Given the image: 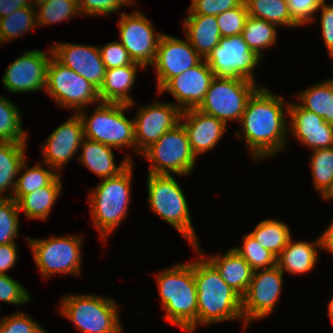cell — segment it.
I'll return each instance as SVG.
<instances>
[{"mask_svg": "<svg viewBox=\"0 0 333 333\" xmlns=\"http://www.w3.org/2000/svg\"><path fill=\"white\" fill-rule=\"evenodd\" d=\"M262 248L278 257L291 238L287 224L274 219H264L249 233Z\"/></svg>", "mask_w": 333, "mask_h": 333, "instance_id": "obj_32", "label": "cell"}, {"mask_svg": "<svg viewBox=\"0 0 333 333\" xmlns=\"http://www.w3.org/2000/svg\"><path fill=\"white\" fill-rule=\"evenodd\" d=\"M37 25L47 26L81 16L77 0H50L37 5Z\"/></svg>", "mask_w": 333, "mask_h": 333, "instance_id": "obj_37", "label": "cell"}, {"mask_svg": "<svg viewBox=\"0 0 333 333\" xmlns=\"http://www.w3.org/2000/svg\"><path fill=\"white\" fill-rule=\"evenodd\" d=\"M214 74L205 59L182 74L171 78L158 92H169L181 111L197 108L203 101Z\"/></svg>", "mask_w": 333, "mask_h": 333, "instance_id": "obj_19", "label": "cell"}, {"mask_svg": "<svg viewBox=\"0 0 333 333\" xmlns=\"http://www.w3.org/2000/svg\"><path fill=\"white\" fill-rule=\"evenodd\" d=\"M150 162L149 174H190L196 163L187 133L181 123L167 131L142 154Z\"/></svg>", "mask_w": 333, "mask_h": 333, "instance_id": "obj_9", "label": "cell"}, {"mask_svg": "<svg viewBox=\"0 0 333 333\" xmlns=\"http://www.w3.org/2000/svg\"><path fill=\"white\" fill-rule=\"evenodd\" d=\"M98 47L106 69L123 67L134 63L128 51L118 40L108 43L103 47Z\"/></svg>", "mask_w": 333, "mask_h": 333, "instance_id": "obj_46", "label": "cell"}, {"mask_svg": "<svg viewBox=\"0 0 333 333\" xmlns=\"http://www.w3.org/2000/svg\"><path fill=\"white\" fill-rule=\"evenodd\" d=\"M180 123L187 133L191 150L196 158L214 149L227 129L224 122L196 108L182 111Z\"/></svg>", "mask_w": 333, "mask_h": 333, "instance_id": "obj_22", "label": "cell"}, {"mask_svg": "<svg viewBox=\"0 0 333 333\" xmlns=\"http://www.w3.org/2000/svg\"><path fill=\"white\" fill-rule=\"evenodd\" d=\"M29 294L15 278L0 274V301L17 306L27 304L31 300Z\"/></svg>", "mask_w": 333, "mask_h": 333, "instance_id": "obj_43", "label": "cell"}, {"mask_svg": "<svg viewBox=\"0 0 333 333\" xmlns=\"http://www.w3.org/2000/svg\"><path fill=\"white\" fill-rule=\"evenodd\" d=\"M134 120L136 152L141 155L167 131L180 123L182 111L173 103H153L138 107Z\"/></svg>", "mask_w": 333, "mask_h": 333, "instance_id": "obj_16", "label": "cell"}, {"mask_svg": "<svg viewBox=\"0 0 333 333\" xmlns=\"http://www.w3.org/2000/svg\"><path fill=\"white\" fill-rule=\"evenodd\" d=\"M288 108L283 96L262 85L248 99L240 120L242 134H236L238 138L244 137L255 162L274 156L287 146Z\"/></svg>", "mask_w": 333, "mask_h": 333, "instance_id": "obj_1", "label": "cell"}, {"mask_svg": "<svg viewBox=\"0 0 333 333\" xmlns=\"http://www.w3.org/2000/svg\"><path fill=\"white\" fill-rule=\"evenodd\" d=\"M27 143L0 141V198H11L22 163L26 160ZM12 192L7 195L6 190Z\"/></svg>", "mask_w": 333, "mask_h": 333, "instance_id": "obj_29", "label": "cell"}, {"mask_svg": "<svg viewBox=\"0 0 333 333\" xmlns=\"http://www.w3.org/2000/svg\"><path fill=\"white\" fill-rule=\"evenodd\" d=\"M248 14L257 19H264L276 26L300 27L289 12L287 0H245Z\"/></svg>", "mask_w": 333, "mask_h": 333, "instance_id": "obj_33", "label": "cell"}, {"mask_svg": "<svg viewBox=\"0 0 333 333\" xmlns=\"http://www.w3.org/2000/svg\"><path fill=\"white\" fill-rule=\"evenodd\" d=\"M245 0H194L188 8V15L217 16L240 6Z\"/></svg>", "mask_w": 333, "mask_h": 333, "instance_id": "obj_45", "label": "cell"}, {"mask_svg": "<svg viewBox=\"0 0 333 333\" xmlns=\"http://www.w3.org/2000/svg\"><path fill=\"white\" fill-rule=\"evenodd\" d=\"M81 16L110 15L121 10L123 6L135 4V0H77ZM134 2V3H133Z\"/></svg>", "mask_w": 333, "mask_h": 333, "instance_id": "obj_44", "label": "cell"}, {"mask_svg": "<svg viewBox=\"0 0 333 333\" xmlns=\"http://www.w3.org/2000/svg\"><path fill=\"white\" fill-rule=\"evenodd\" d=\"M138 69L144 70L138 63L106 69L103 83L98 89L101 102L133 104L129 93L135 84Z\"/></svg>", "mask_w": 333, "mask_h": 333, "instance_id": "obj_26", "label": "cell"}, {"mask_svg": "<svg viewBox=\"0 0 333 333\" xmlns=\"http://www.w3.org/2000/svg\"><path fill=\"white\" fill-rule=\"evenodd\" d=\"M148 205L161 219L173 226L193 247L198 243L184 192L171 175L147 176Z\"/></svg>", "mask_w": 333, "mask_h": 333, "instance_id": "obj_5", "label": "cell"}, {"mask_svg": "<svg viewBox=\"0 0 333 333\" xmlns=\"http://www.w3.org/2000/svg\"><path fill=\"white\" fill-rule=\"evenodd\" d=\"M290 129L295 138L309 149L333 147V126L317 114L307 111L298 103L289 102Z\"/></svg>", "mask_w": 333, "mask_h": 333, "instance_id": "obj_21", "label": "cell"}, {"mask_svg": "<svg viewBox=\"0 0 333 333\" xmlns=\"http://www.w3.org/2000/svg\"><path fill=\"white\" fill-rule=\"evenodd\" d=\"M0 333H48L35 320L24 312L3 317L0 320Z\"/></svg>", "mask_w": 333, "mask_h": 333, "instance_id": "obj_42", "label": "cell"}, {"mask_svg": "<svg viewBox=\"0 0 333 333\" xmlns=\"http://www.w3.org/2000/svg\"><path fill=\"white\" fill-rule=\"evenodd\" d=\"M23 7H34L31 0H0V19Z\"/></svg>", "mask_w": 333, "mask_h": 333, "instance_id": "obj_50", "label": "cell"}, {"mask_svg": "<svg viewBox=\"0 0 333 333\" xmlns=\"http://www.w3.org/2000/svg\"><path fill=\"white\" fill-rule=\"evenodd\" d=\"M310 169L315 190L323 199H333V147L316 149L311 152Z\"/></svg>", "mask_w": 333, "mask_h": 333, "instance_id": "obj_31", "label": "cell"}, {"mask_svg": "<svg viewBox=\"0 0 333 333\" xmlns=\"http://www.w3.org/2000/svg\"><path fill=\"white\" fill-rule=\"evenodd\" d=\"M113 148L84 137L80 146L81 154L77 156V159L100 180L115 177L124 171L133 160L128 154L119 165H116Z\"/></svg>", "mask_w": 333, "mask_h": 333, "instance_id": "obj_23", "label": "cell"}, {"mask_svg": "<svg viewBox=\"0 0 333 333\" xmlns=\"http://www.w3.org/2000/svg\"><path fill=\"white\" fill-rule=\"evenodd\" d=\"M325 122L333 126V78H332V96H330L329 116L324 119Z\"/></svg>", "mask_w": 333, "mask_h": 333, "instance_id": "obj_52", "label": "cell"}, {"mask_svg": "<svg viewBox=\"0 0 333 333\" xmlns=\"http://www.w3.org/2000/svg\"><path fill=\"white\" fill-rule=\"evenodd\" d=\"M60 315L82 333H122L119 306L111 298L94 294H69L61 298Z\"/></svg>", "mask_w": 333, "mask_h": 333, "instance_id": "obj_6", "label": "cell"}, {"mask_svg": "<svg viewBox=\"0 0 333 333\" xmlns=\"http://www.w3.org/2000/svg\"><path fill=\"white\" fill-rule=\"evenodd\" d=\"M256 82L214 77L203 101L196 108L214 116L228 126V121L240 122L248 99L259 88Z\"/></svg>", "mask_w": 333, "mask_h": 333, "instance_id": "obj_10", "label": "cell"}, {"mask_svg": "<svg viewBox=\"0 0 333 333\" xmlns=\"http://www.w3.org/2000/svg\"><path fill=\"white\" fill-rule=\"evenodd\" d=\"M62 190L60 174L48 185L24 195L17 203L28 219L47 220Z\"/></svg>", "mask_w": 333, "mask_h": 333, "instance_id": "obj_28", "label": "cell"}, {"mask_svg": "<svg viewBox=\"0 0 333 333\" xmlns=\"http://www.w3.org/2000/svg\"><path fill=\"white\" fill-rule=\"evenodd\" d=\"M20 211L12 198H0V245L14 243L19 232Z\"/></svg>", "mask_w": 333, "mask_h": 333, "instance_id": "obj_40", "label": "cell"}, {"mask_svg": "<svg viewBox=\"0 0 333 333\" xmlns=\"http://www.w3.org/2000/svg\"><path fill=\"white\" fill-rule=\"evenodd\" d=\"M200 248L199 242L193 246L194 251H199L218 270L223 281L242 297L246 293L253 275V270L246 260L233 248L228 249L222 256L218 253L208 258Z\"/></svg>", "mask_w": 333, "mask_h": 333, "instance_id": "obj_24", "label": "cell"}, {"mask_svg": "<svg viewBox=\"0 0 333 333\" xmlns=\"http://www.w3.org/2000/svg\"><path fill=\"white\" fill-rule=\"evenodd\" d=\"M48 49L49 53L38 49L24 51L6 68L2 77L3 86L18 94L45 90L47 68L52 56L51 47Z\"/></svg>", "mask_w": 333, "mask_h": 333, "instance_id": "obj_15", "label": "cell"}, {"mask_svg": "<svg viewBox=\"0 0 333 333\" xmlns=\"http://www.w3.org/2000/svg\"><path fill=\"white\" fill-rule=\"evenodd\" d=\"M262 57L251 50L242 34L221 37L218 45L205 58L214 77L255 82L254 69Z\"/></svg>", "mask_w": 333, "mask_h": 333, "instance_id": "obj_12", "label": "cell"}, {"mask_svg": "<svg viewBox=\"0 0 333 333\" xmlns=\"http://www.w3.org/2000/svg\"><path fill=\"white\" fill-rule=\"evenodd\" d=\"M194 279L197 288V327L234 319L243 320L242 297L220 276L218 270L197 251Z\"/></svg>", "mask_w": 333, "mask_h": 333, "instance_id": "obj_2", "label": "cell"}, {"mask_svg": "<svg viewBox=\"0 0 333 333\" xmlns=\"http://www.w3.org/2000/svg\"><path fill=\"white\" fill-rule=\"evenodd\" d=\"M328 316L331 319V322L333 324V296L332 299H330L328 304Z\"/></svg>", "mask_w": 333, "mask_h": 333, "instance_id": "obj_53", "label": "cell"}, {"mask_svg": "<svg viewBox=\"0 0 333 333\" xmlns=\"http://www.w3.org/2000/svg\"><path fill=\"white\" fill-rule=\"evenodd\" d=\"M167 34L160 37L155 61L158 91L173 77L199 64L204 58L191 46L188 39Z\"/></svg>", "mask_w": 333, "mask_h": 333, "instance_id": "obj_17", "label": "cell"}, {"mask_svg": "<svg viewBox=\"0 0 333 333\" xmlns=\"http://www.w3.org/2000/svg\"><path fill=\"white\" fill-rule=\"evenodd\" d=\"M45 91L59 106L78 113L90 104L101 102L98 88L53 56L47 68ZM85 106V107H84Z\"/></svg>", "mask_w": 333, "mask_h": 333, "instance_id": "obj_11", "label": "cell"}, {"mask_svg": "<svg viewBox=\"0 0 333 333\" xmlns=\"http://www.w3.org/2000/svg\"><path fill=\"white\" fill-rule=\"evenodd\" d=\"M17 246L14 243L0 245V274H5L17 262Z\"/></svg>", "mask_w": 333, "mask_h": 333, "instance_id": "obj_49", "label": "cell"}, {"mask_svg": "<svg viewBox=\"0 0 333 333\" xmlns=\"http://www.w3.org/2000/svg\"><path fill=\"white\" fill-rule=\"evenodd\" d=\"M283 276L277 265L253 271L249 287L242 296L243 330L255 319H263L272 313L281 296Z\"/></svg>", "mask_w": 333, "mask_h": 333, "instance_id": "obj_13", "label": "cell"}, {"mask_svg": "<svg viewBox=\"0 0 333 333\" xmlns=\"http://www.w3.org/2000/svg\"><path fill=\"white\" fill-rule=\"evenodd\" d=\"M160 305L166 311L165 319L187 333L197 329V288L194 279V261L175 264L156 274Z\"/></svg>", "mask_w": 333, "mask_h": 333, "instance_id": "obj_3", "label": "cell"}, {"mask_svg": "<svg viewBox=\"0 0 333 333\" xmlns=\"http://www.w3.org/2000/svg\"><path fill=\"white\" fill-rule=\"evenodd\" d=\"M21 119L17 105L0 96V141L27 143L28 133L23 129Z\"/></svg>", "mask_w": 333, "mask_h": 333, "instance_id": "obj_35", "label": "cell"}, {"mask_svg": "<svg viewBox=\"0 0 333 333\" xmlns=\"http://www.w3.org/2000/svg\"><path fill=\"white\" fill-rule=\"evenodd\" d=\"M134 165L132 162L115 177L101 179L100 184L90 192L91 221L103 242L126 218L131 202Z\"/></svg>", "mask_w": 333, "mask_h": 333, "instance_id": "obj_4", "label": "cell"}, {"mask_svg": "<svg viewBox=\"0 0 333 333\" xmlns=\"http://www.w3.org/2000/svg\"><path fill=\"white\" fill-rule=\"evenodd\" d=\"M56 127L42 144V162L58 174L76 155L84 138L83 123L78 113Z\"/></svg>", "mask_w": 333, "mask_h": 333, "instance_id": "obj_18", "label": "cell"}, {"mask_svg": "<svg viewBox=\"0 0 333 333\" xmlns=\"http://www.w3.org/2000/svg\"><path fill=\"white\" fill-rule=\"evenodd\" d=\"M119 19V41L130 58L144 69L153 65L163 33L156 32L150 20L139 10L131 14L123 12Z\"/></svg>", "mask_w": 333, "mask_h": 333, "instance_id": "obj_14", "label": "cell"}, {"mask_svg": "<svg viewBox=\"0 0 333 333\" xmlns=\"http://www.w3.org/2000/svg\"><path fill=\"white\" fill-rule=\"evenodd\" d=\"M320 25L322 38L325 42L326 50L330 57L333 56V3H327L326 0L320 5Z\"/></svg>", "mask_w": 333, "mask_h": 333, "instance_id": "obj_48", "label": "cell"}, {"mask_svg": "<svg viewBox=\"0 0 333 333\" xmlns=\"http://www.w3.org/2000/svg\"><path fill=\"white\" fill-rule=\"evenodd\" d=\"M52 56L62 65L74 70L98 89L103 83L106 67L98 45L55 43L50 45Z\"/></svg>", "mask_w": 333, "mask_h": 333, "instance_id": "obj_20", "label": "cell"}, {"mask_svg": "<svg viewBox=\"0 0 333 333\" xmlns=\"http://www.w3.org/2000/svg\"><path fill=\"white\" fill-rule=\"evenodd\" d=\"M323 236V251L333 254V221L322 233Z\"/></svg>", "mask_w": 333, "mask_h": 333, "instance_id": "obj_51", "label": "cell"}, {"mask_svg": "<svg viewBox=\"0 0 333 333\" xmlns=\"http://www.w3.org/2000/svg\"><path fill=\"white\" fill-rule=\"evenodd\" d=\"M183 23L189 43L205 59L221 38L216 16L188 15Z\"/></svg>", "mask_w": 333, "mask_h": 333, "instance_id": "obj_27", "label": "cell"}, {"mask_svg": "<svg viewBox=\"0 0 333 333\" xmlns=\"http://www.w3.org/2000/svg\"><path fill=\"white\" fill-rule=\"evenodd\" d=\"M34 262L47 279L57 274L80 275L82 236H53L45 239L26 238Z\"/></svg>", "mask_w": 333, "mask_h": 333, "instance_id": "obj_8", "label": "cell"}, {"mask_svg": "<svg viewBox=\"0 0 333 333\" xmlns=\"http://www.w3.org/2000/svg\"><path fill=\"white\" fill-rule=\"evenodd\" d=\"M276 25L264 19L248 16L245 22L242 36L251 50L256 51L261 57L263 50L276 44Z\"/></svg>", "mask_w": 333, "mask_h": 333, "instance_id": "obj_34", "label": "cell"}, {"mask_svg": "<svg viewBox=\"0 0 333 333\" xmlns=\"http://www.w3.org/2000/svg\"><path fill=\"white\" fill-rule=\"evenodd\" d=\"M26 161L27 160H25L20 167L18 173V176L20 177L16 179L15 189L11 197L16 202H18L24 195L48 186L59 175L53 168L47 166L45 163L41 164L38 162L33 167L28 168ZM45 166H47L48 169L44 168Z\"/></svg>", "mask_w": 333, "mask_h": 333, "instance_id": "obj_30", "label": "cell"}, {"mask_svg": "<svg viewBox=\"0 0 333 333\" xmlns=\"http://www.w3.org/2000/svg\"><path fill=\"white\" fill-rule=\"evenodd\" d=\"M325 0H287L292 18L302 27L315 21V13Z\"/></svg>", "mask_w": 333, "mask_h": 333, "instance_id": "obj_47", "label": "cell"}, {"mask_svg": "<svg viewBox=\"0 0 333 333\" xmlns=\"http://www.w3.org/2000/svg\"><path fill=\"white\" fill-rule=\"evenodd\" d=\"M289 239L286 247L277 257V266L284 273L285 271L291 274H306L310 272L318 259V251L323 250L322 233L317 239L312 242L293 241Z\"/></svg>", "mask_w": 333, "mask_h": 333, "instance_id": "obj_25", "label": "cell"}, {"mask_svg": "<svg viewBox=\"0 0 333 333\" xmlns=\"http://www.w3.org/2000/svg\"><path fill=\"white\" fill-rule=\"evenodd\" d=\"M330 96H332V78L314 84L296 95L301 102L298 104L302 108L317 114L323 119L329 116Z\"/></svg>", "mask_w": 333, "mask_h": 333, "instance_id": "obj_38", "label": "cell"}, {"mask_svg": "<svg viewBox=\"0 0 333 333\" xmlns=\"http://www.w3.org/2000/svg\"><path fill=\"white\" fill-rule=\"evenodd\" d=\"M248 16V8L245 1L240 6L217 15L216 19L221 37L242 34Z\"/></svg>", "mask_w": 333, "mask_h": 333, "instance_id": "obj_41", "label": "cell"}, {"mask_svg": "<svg viewBox=\"0 0 333 333\" xmlns=\"http://www.w3.org/2000/svg\"><path fill=\"white\" fill-rule=\"evenodd\" d=\"M37 26L35 7H23L0 19V44L27 34Z\"/></svg>", "mask_w": 333, "mask_h": 333, "instance_id": "obj_36", "label": "cell"}, {"mask_svg": "<svg viewBox=\"0 0 333 333\" xmlns=\"http://www.w3.org/2000/svg\"><path fill=\"white\" fill-rule=\"evenodd\" d=\"M243 238L242 246L233 249L246 260L253 271L270 269L277 265V257L268 249L262 248L249 233Z\"/></svg>", "mask_w": 333, "mask_h": 333, "instance_id": "obj_39", "label": "cell"}, {"mask_svg": "<svg viewBox=\"0 0 333 333\" xmlns=\"http://www.w3.org/2000/svg\"><path fill=\"white\" fill-rule=\"evenodd\" d=\"M133 105L100 102L89 117L84 110L79 111L84 137L116 149L130 147L136 153L134 120L124 114Z\"/></svg>", "mask_w": 333, "mask_h": 333, "instance_id": "obj_7", "label": "cell"}, {"mask_svg": "<svg viewBox=\"0 0 333 333\" xmlns=\"http://www.w3.org/2000/svg\"><path fill=\"white\" fill-rule=\"evenodd\" d=\"M48 1H50V0H31V3L35 4L33 6L36 7L37 5H40L42 3H46Z\"/></svg>", "mask_w": 333, "mask_h": 333, "instance_id": "obj_54", "label": "cell"}]
</instances>
